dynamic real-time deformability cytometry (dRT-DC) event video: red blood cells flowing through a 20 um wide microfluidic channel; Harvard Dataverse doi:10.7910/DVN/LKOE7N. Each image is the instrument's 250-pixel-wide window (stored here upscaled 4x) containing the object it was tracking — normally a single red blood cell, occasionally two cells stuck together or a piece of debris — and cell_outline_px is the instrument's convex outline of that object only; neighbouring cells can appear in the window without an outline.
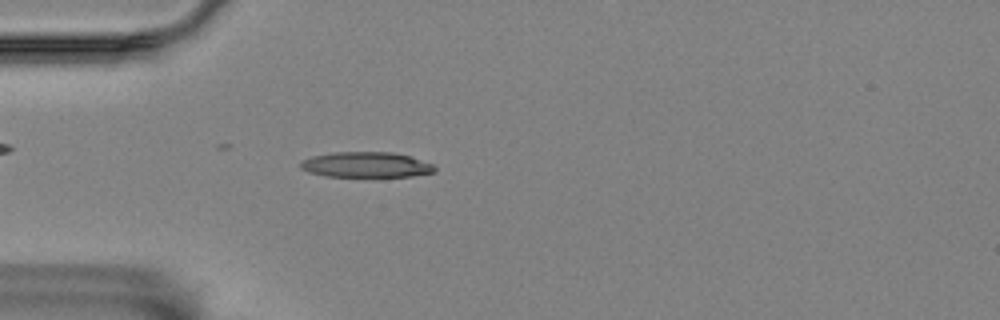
{"species": "Egyptian fruit bat (a non-hibernating species)", "species_latin": "Rousettus aegyptiacus", "temperature_condition": "room temperature", "stored_images_in_passage": 3, "camera_frame_rate_fps": 3000, "um_per_image_px": 0.085, "animal": {"sex": "female"}, "frame": {"image": 1, "passage_image": 3, "time_ms": 0.667, "image_size_px": [1000, 320], "cell_outline_px": [[436, 172], [412, 176], [324, 176], [308, 172], [300, 168], [300, 160], [312, 156], [332, 152], [392, 152], [408, 156], [432, 164], [436, 168]], "centroid_in_image_um": [31.07, 14.0], "position_along_channel_um": 53.9, "area_um2": 19.83}}